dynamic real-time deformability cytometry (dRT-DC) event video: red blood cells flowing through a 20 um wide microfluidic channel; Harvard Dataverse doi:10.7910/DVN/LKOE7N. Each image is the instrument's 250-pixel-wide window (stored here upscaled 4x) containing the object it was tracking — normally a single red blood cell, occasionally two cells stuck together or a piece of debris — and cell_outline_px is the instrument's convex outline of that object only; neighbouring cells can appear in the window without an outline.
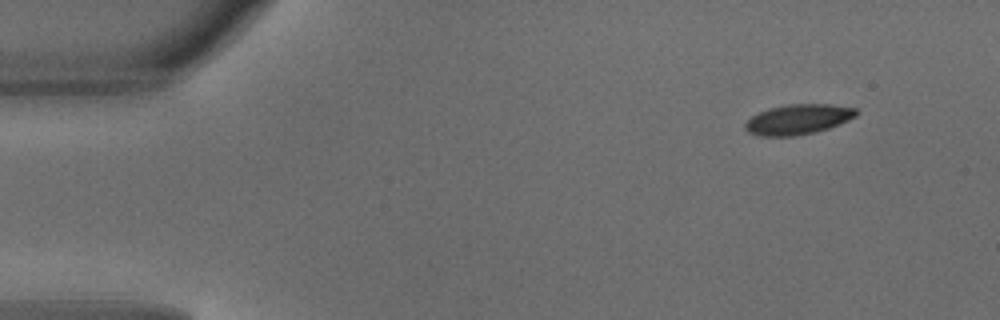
{"species": "common noctule bat (a hibernating species)", "species_latin": "Nyctalus noctula", "temperature_condition": "warm", "stored_images_in_passage": 5, "camera_frame_rate_fps": 3000, "um_per_image_px": 0.085, "animal": {"sex": "male", "body_mass_g": 18.8}, "frame": {"image": 1, "passage_image": 1, "time_ms": 0.0, "image_size_px": [1000, 320], "cell_outline_px": [[860, 112], [856, 116], [840, 124], [816, 132], [792, 136], [760, 136], [748, 132], [744, 128], [744, 124], [752, 116], [768, 108], [788, 104], [832, 104], [856, 108]], "centroid_in_image_um": [67.86, 10.14], "position_along_channel_um": 17.1, "area_um2": 19.59}}
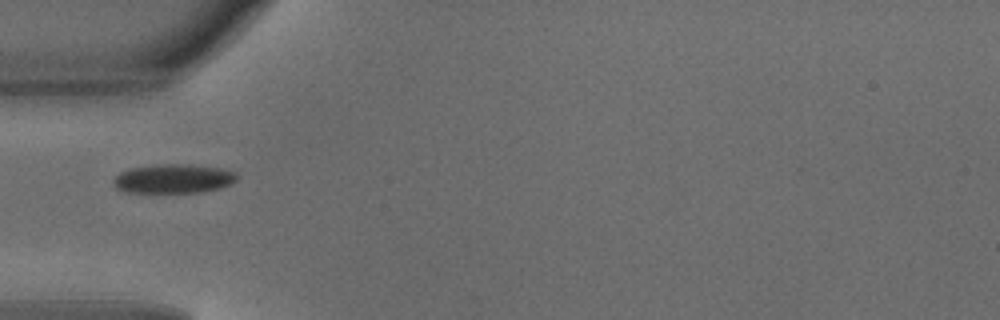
{"frame": {"image": 2, "passage_image": 4, "time_ms": 1.0, "image_size_px": [1000, 320], "cell_outline_px": [[236, 180], [220, 188], [200, 192], [124, 192], [116, 188], [112, 184], [112, 180], [120, 172], [132, 168], [156, 164], [188, 164], [220, 168], [236, 172]], "centroid_in_image_um": [14.7, 15.18], "position_along_channel_um": 70.3, "area_um2": 20.87}}
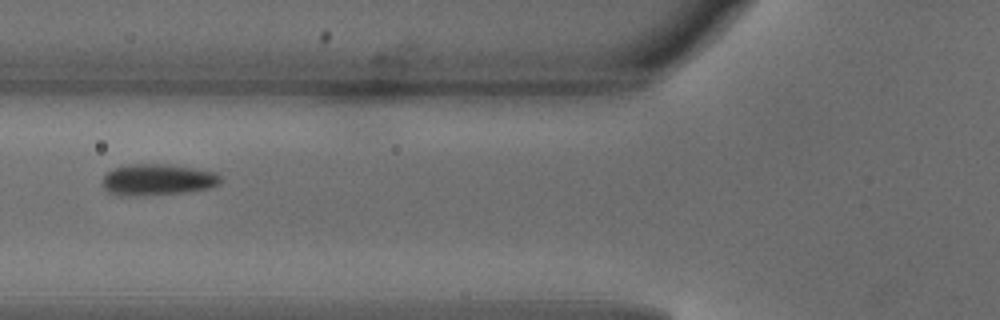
{"frame": {"image": 3, "passage_image": 5, "time_ms": 1.333, "image_size_px": [1000, 320], "cell_outline_px": [[220, 184], [212, 188], [188, 192], [136, 196], [120, 196], [108, 192], [100, 184], [104, 176], [112, 168], [128, 164], [168, 164], [216, 172], [220, 176]], "centroid_in_image_um": [13.37, 15.28], "position_along_channel_um": 112.4, "area_um2": 21.91}}